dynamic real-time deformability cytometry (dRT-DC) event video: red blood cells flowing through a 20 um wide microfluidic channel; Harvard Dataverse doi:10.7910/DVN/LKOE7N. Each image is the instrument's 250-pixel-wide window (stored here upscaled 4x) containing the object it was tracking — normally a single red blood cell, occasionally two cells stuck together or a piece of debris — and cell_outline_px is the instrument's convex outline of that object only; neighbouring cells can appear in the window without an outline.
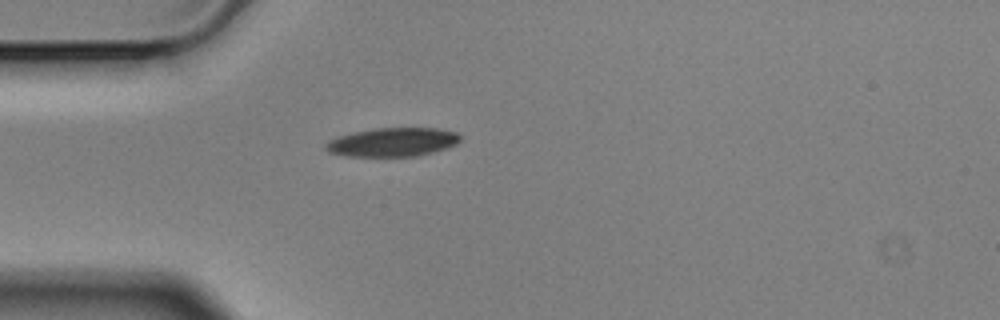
{"species": "Egyptian fruit bat (a non-hibernating species)", "species_latin": "Rousettus aegyptiacus", "temperature_condition": "cold", "stored_images_in_passage": 4, "camera_frame_rate_fps": 3000, "um_per_image_px": 0.085, "animal": {"sex": "male"}, "frame": {"image": 1, "passage_image": 4, "time_ms": 1.0, "image_size_px": [1000, 320], "cell_outline_px": [[460, 140], [456, 144], [448, 148], [416, 156], [344, 156], [328, 152], [324, 148], [324, 144], [328, 140], [340, 136], [356, 132], [376, 128], [436, 128], [456, 132], [460, 136]], "centroid_in_image_um": [33.36, 12.09], "position_along_channel_um": 51.6, "area_um2": 22.48}}